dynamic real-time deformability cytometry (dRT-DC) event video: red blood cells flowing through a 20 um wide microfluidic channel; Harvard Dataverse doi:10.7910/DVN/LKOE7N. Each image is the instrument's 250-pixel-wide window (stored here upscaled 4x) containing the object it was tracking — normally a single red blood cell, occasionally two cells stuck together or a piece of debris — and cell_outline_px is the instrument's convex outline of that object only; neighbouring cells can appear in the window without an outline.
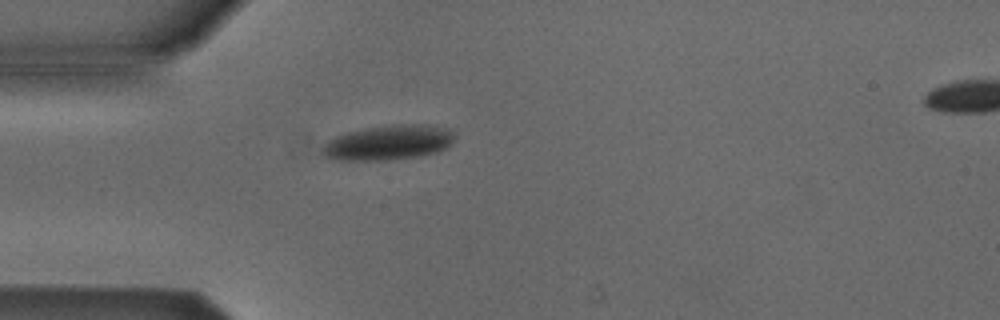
{"species": "Egyptian fruit bat (a non-hibernating species)", "species_latin": "Rousettus aegyptiacus", "temperature_condition": "cold", "stored_images_in_passage": 2, "camera_frame_rate_fps": 3000, "um_per_image_px": 0.085, "animal": {"sex": "male"}, "frame": {"image": 1, "passage_image": 1, "time_ms": 0.0, "image_size_px": [1000, 320], "cell_outline_px": [[456, 136], [444, 148], [436, 152], [420, 156], [384, 160], [332, 160], [324, 156], [320, 152], [320, 148], [328, 140], [336, 136], [348, 132], [368, 128], [392, 124], [428, 124], [448, 128]], "centroid_in_image_um": [32.97, 12.12], "position_along_channel_um": 52.0, "area_um2": 26.93}}